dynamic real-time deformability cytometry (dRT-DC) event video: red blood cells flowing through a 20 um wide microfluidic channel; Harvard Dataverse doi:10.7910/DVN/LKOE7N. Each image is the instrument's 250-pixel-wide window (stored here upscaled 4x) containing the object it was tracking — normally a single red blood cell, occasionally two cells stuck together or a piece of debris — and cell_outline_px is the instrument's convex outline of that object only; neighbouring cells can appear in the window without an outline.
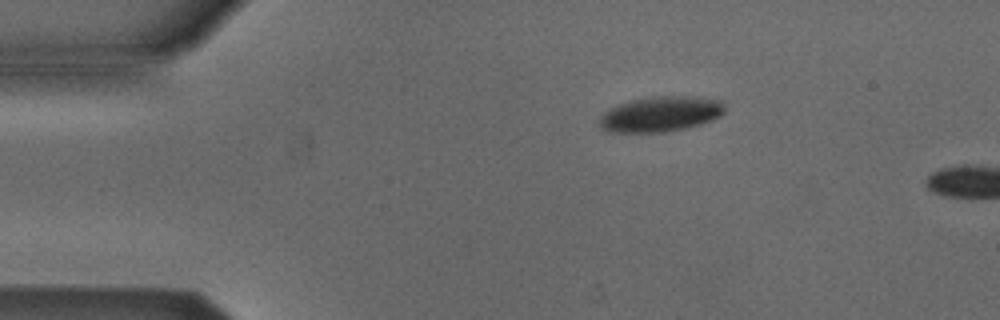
{"species": "Egyptian fruit bat (a non-hibernating species)", "species_latin": "Rousettus aegyptiacus", "temperature_condition": "cold", "stored_images_in_passage": 3, "camera_frame_rate_fps": 3000, "um_per_image_px": 0.085, "animal": {"sex": "male"}, "frame": {"image": 1, "passage_image": 2, "time_ms": 1.333, "image_size_px": [1000, 320], "cell_outline_px": [[724, 112], [712, 120], [700, 124], [684, 128], [664, 132], [608, 132], [600, 128], [596, 124], [600, 116], [608, 108], [628, 100], [652, 96], [692, 96], [720, 100], [724, 108]], "centroid_in_image_um": [56.06, 9.69], "position_along_channel_um": 28.9, "area_um2": 26.01}}